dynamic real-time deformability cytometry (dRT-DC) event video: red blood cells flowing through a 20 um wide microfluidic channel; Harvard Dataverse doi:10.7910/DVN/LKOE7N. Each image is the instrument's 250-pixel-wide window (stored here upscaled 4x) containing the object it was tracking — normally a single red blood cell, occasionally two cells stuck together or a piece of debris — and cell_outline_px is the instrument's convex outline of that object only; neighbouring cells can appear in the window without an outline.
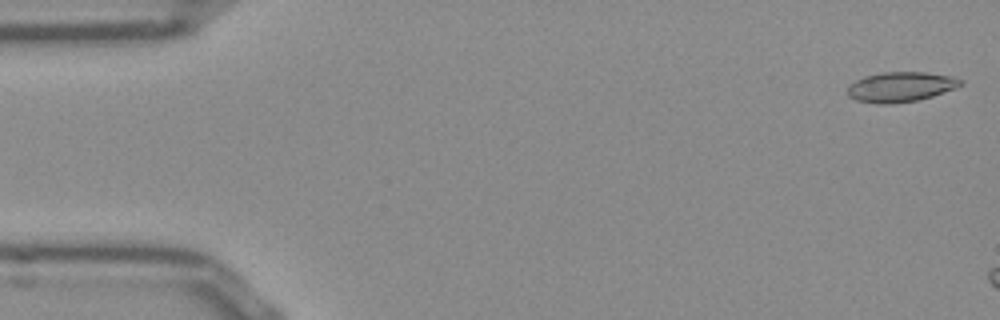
{"species": "Egyptian fruit bat (a non-hibernating species)", "species_latin": "Rousettus aegyptiacus", "temperature_condition": "room temperature", "stored_images_in_passage": 14, "camera_frame_rate_fps": 3000, "um_per_image_px": 0.085, "frame": {"image": 1, "passage_image": 1, "time_ms": 0.0, "image_size_px": [1000, 320], "cell_outline_px": [[964, 84], [956, 88], [932, 96], [916, 100], [892, 104], [880, 104], [856, 100], [848, 96], [848, 84], [864, 76], [880, 72], [924, 72], [952, 76], [964, 80]], "centroid_in_image_um": [76.56, 7.38], "position_along_channel_um": 8.4, "area_um2": 19.88}}
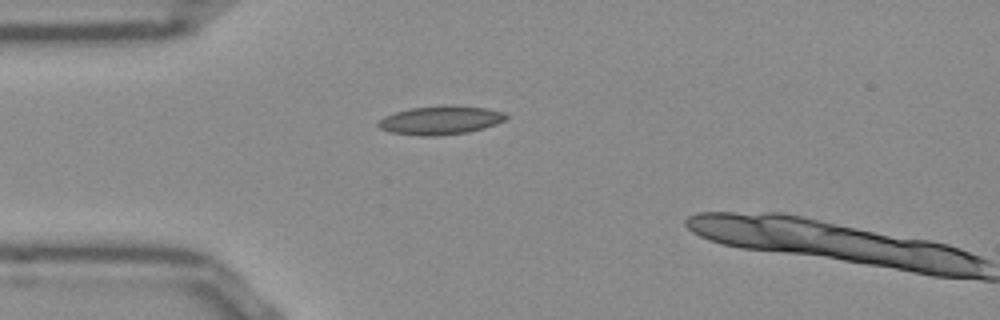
{"frame": {"image": 2, "passage_image": 13, "time_ms": 4.0, "image_size_px": [1000, 320], "cell_outline_px": [[508, 116], [504, 120], [496, 124], [484, 128], [468, 132], [436, 136], [420, 136], [392, 132], [380, 128], [376, 124], [384, 116], [396, 112], [412, 108], [444, 104], [452, 104], [484, 108], [504, 112]], "centroid_in_image_um": [37.45, 10.21], "position_along_channel_um": 47.5, "area_um2": 21.39}}